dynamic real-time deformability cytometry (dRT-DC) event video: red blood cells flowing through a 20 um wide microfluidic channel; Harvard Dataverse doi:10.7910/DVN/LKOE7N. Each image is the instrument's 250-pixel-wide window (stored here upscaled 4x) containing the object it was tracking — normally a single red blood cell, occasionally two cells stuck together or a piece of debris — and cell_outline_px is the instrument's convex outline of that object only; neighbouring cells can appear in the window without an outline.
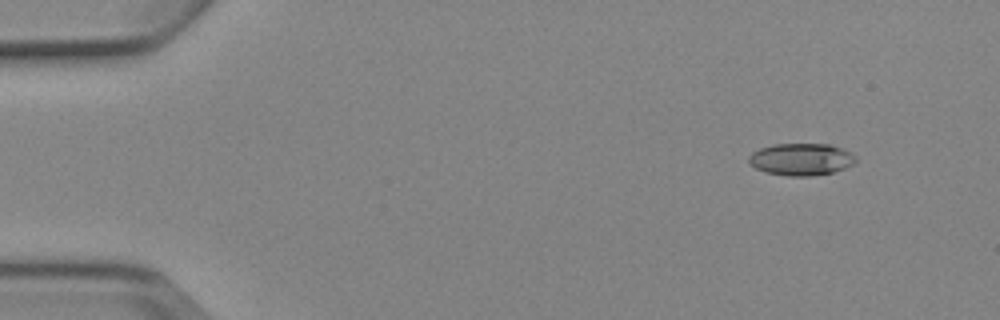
{"species": "Egyptian fruit bat (a non-hibernating species)", "species_latin": "Rousettus aegyptiacus", "temperature_condition": "cold", "stored_images_in_passage": 5, "camera_frame_rate_fps": 3000, "um_per_image_px": 0.085, "animal": {"sex": "female"}, "frame": {"image": 1, "passage_image": 2, "time_ms": 1.333, "image_size_px": [1000, 320], "cell_outline_px": [[856, 164], [832, 172], [812, 176], [788, 176], [764, 172], [756, 168], [748, 160], [748, 156], [752, 152], [760, 148], [772, 144], [828, 144], [852, 152], [856, 156]], "centroid_in_image_um": [68.11, 13.54], "position_along_channel_um": 16.9, "area_um2": 20.11}}
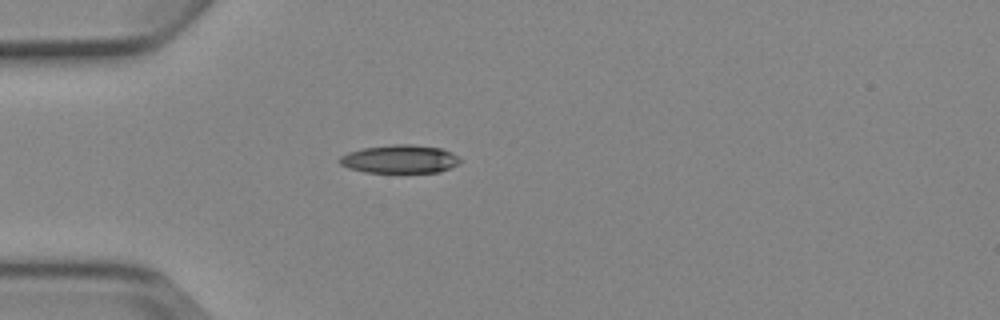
{"frame": {"image": 2, "passage_image": 5, "time_ms": 4.667, "image_size_px": [1000, 320], "cell_outline_px": [[460, 164], [440, 172], [364, 172], [348, 168], [340, 164], [340, 156], [348, 152], [364, 148], [392, 144], [412, 144], [440, 148], [452, 152], [460, 156]], "centroid_in_image_um": [34.02, 13.52], "position_along_channel_um": 51.0, "area_um2": 19.94}}